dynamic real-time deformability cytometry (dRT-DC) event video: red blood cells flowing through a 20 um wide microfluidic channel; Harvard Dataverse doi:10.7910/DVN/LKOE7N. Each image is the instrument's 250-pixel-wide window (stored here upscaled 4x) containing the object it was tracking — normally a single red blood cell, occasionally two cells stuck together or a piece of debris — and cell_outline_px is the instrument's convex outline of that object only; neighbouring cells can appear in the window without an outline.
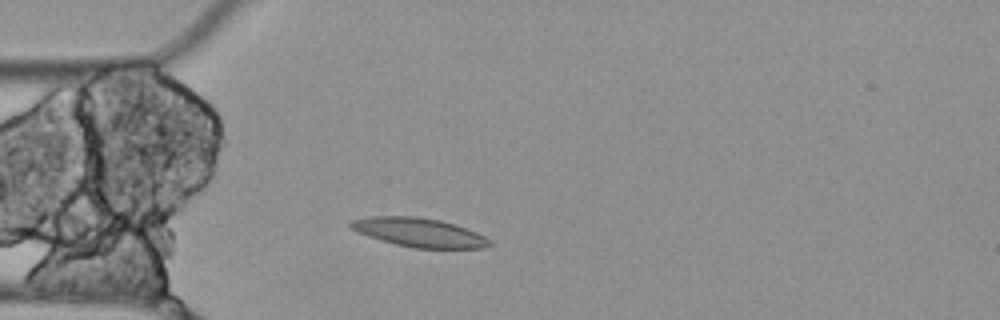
{"species": "Egyptian fruit bat (a non-hibernating species)", "species_latin": "Rousettus aegyptiacus", "temperature_condition": "cold", "stored_images_in_passage": 2, "camera_frame_rate_fps": 3000, "um_per_image_px": 0.085, "animal": {"sex": "female"}, "frame": {"image": 1, "passage_image": 2, "time_ms": 0.333, "image_size_px": [1000, 320], "cell_outline_px": [[492, 244], [480, 248], [412, 248], [380, 240], [368, 236], [352, 228], [348, 224], [348, 220], [372, 216], [416, 216], [440, 220], [476, 232], [492, 240]], "centroid_in_image_um": [35.6, 19.75], "position_along_channel_um": 49.4, "area_um2": 23.24}}